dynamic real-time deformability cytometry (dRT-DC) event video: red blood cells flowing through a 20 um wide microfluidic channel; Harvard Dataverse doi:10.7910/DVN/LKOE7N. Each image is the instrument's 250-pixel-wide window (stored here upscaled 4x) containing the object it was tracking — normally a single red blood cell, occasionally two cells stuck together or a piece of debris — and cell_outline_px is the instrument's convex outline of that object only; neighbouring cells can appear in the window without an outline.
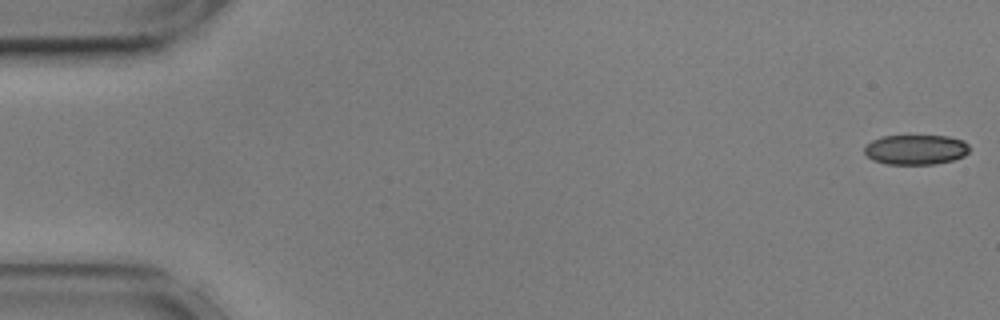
{"species": "common noctule bat (a hibernating species)", "species_latin": "Nyctalus noctula", "temperature_condition": "cold", "stored_images_in_passage": 9, "camera_frame_rate_fps": 3000, "um_per_image_px": 0.085, "animal": {"sex": "male", "body_mass_g": 17.9, "forearm_length_mm": 54.2}, "frame": {"image": 1, "passage_image": 1, "time_ms": 0.0, "image_size_px": [1000, 320], "cell_outline_px": [[968, 152], [964, 156], [952, 160], [936, 164], [888, 164], [872, 160], [864, 152], [864, 148], [872, 140], [884, 136], [948, 136], [964, 140], [968, 144]], "centroid_in_image_um": [77.85, 12.72], "position_along_channel_um": 7.1, "area_um2": 18.26}}